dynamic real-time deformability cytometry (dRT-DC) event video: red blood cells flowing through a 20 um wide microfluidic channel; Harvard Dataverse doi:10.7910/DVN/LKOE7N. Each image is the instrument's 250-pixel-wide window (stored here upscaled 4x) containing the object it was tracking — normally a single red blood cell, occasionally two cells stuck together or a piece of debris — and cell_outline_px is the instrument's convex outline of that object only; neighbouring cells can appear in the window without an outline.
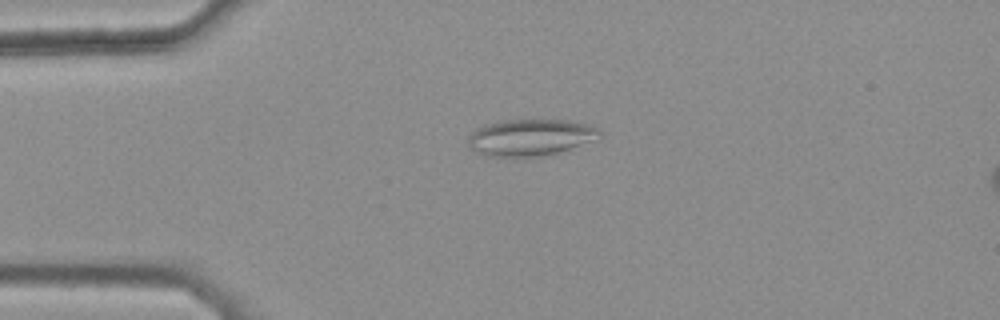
{"species": "common noctule bat (a hibernating species)", "species_latin": "Nyctalus noctula", "temperature_condition": "warm", "stored_images_in_passage": 46, "camera_frame_rate_fps": 3000, "um_per_image_px": 0.085, "animal": {"sex": "female", "body_mass_g": 25.1}, "frame": {"image": 1, "passage_image": 12, "time_ms": 3.667, "image_size_px": [1000, 320], "cell_outline_px": [[600, 136], [596, 140], [556, 156], [524, 160], [488, 156], [476, 152], [468, 144], [468, 136], [476, 128], [484, 124], [504, 120], [568, 120], [588, 124], [596, 128], [600, 132]], "centroid_in_image_um": [45.11, 11.75], "position_along_channel_um": 39.9, "area_um2": 29.59}}
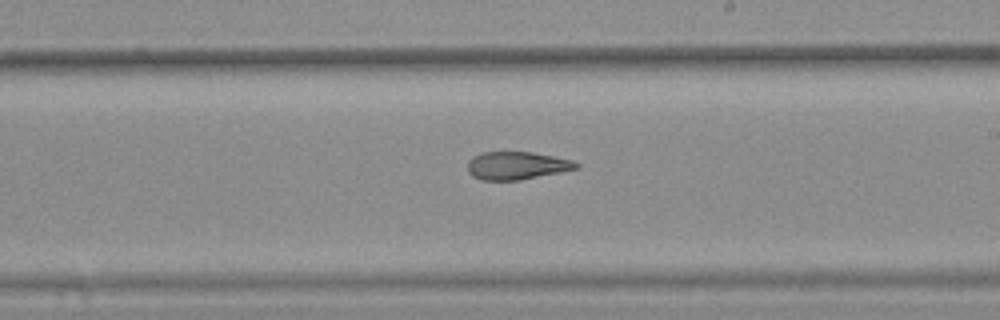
{"frame": {"image": 2, "passage_image": 30, "time_ms": 9.667, "image_size_px": [1000, 320], "cell_outline_px": [[580, 168], [520, 180], [480, 180], [472, 176], [468, 172], [468, 160], [472, 156], [480, 152], [532, 152], [572, 160], [580, 164]], "centroid_in_image_um": [43.9, 14.07], "position_along_channel_um": 245.1, "area_um2": 17.74}}
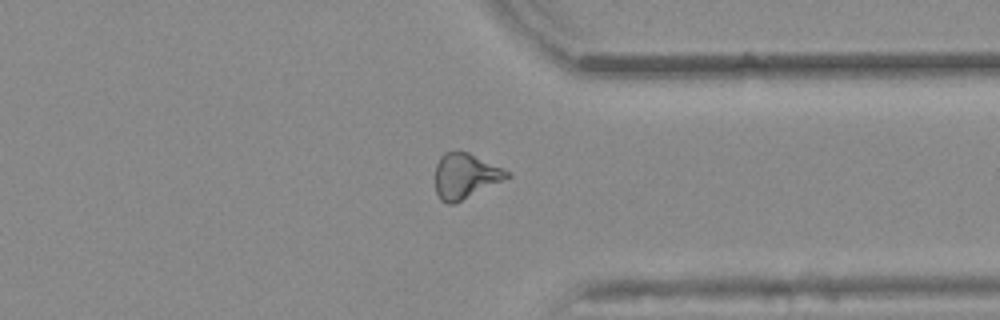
{"frame": {"image": 3, "passage_image": 40, "time_ms": 13.0, "image_size_px": [1000, 320], "cell_outline_px": [[512, 176], [504, 180], [452, 204], [448, 204], [440, 200], [436, 192], [436, 164], [440, 156], [444, 152], [468, 152], [508, 172]], "centroid_in_image_um": [39.51, 14.96], "position_along_channel_um": 371.9, "area_um2": 18.38}, "authors_computed_cell_mechanics": {"area_um2": 18.9584, "velocity_mm_per_s": 3.8619, "shape_relaxation_time_tau1_ms": null, "shape_relaxation_time_tau2_ms": 2.6258, "deformation_change_tau1": null, "deformation_change_tau2": 0.1078}}